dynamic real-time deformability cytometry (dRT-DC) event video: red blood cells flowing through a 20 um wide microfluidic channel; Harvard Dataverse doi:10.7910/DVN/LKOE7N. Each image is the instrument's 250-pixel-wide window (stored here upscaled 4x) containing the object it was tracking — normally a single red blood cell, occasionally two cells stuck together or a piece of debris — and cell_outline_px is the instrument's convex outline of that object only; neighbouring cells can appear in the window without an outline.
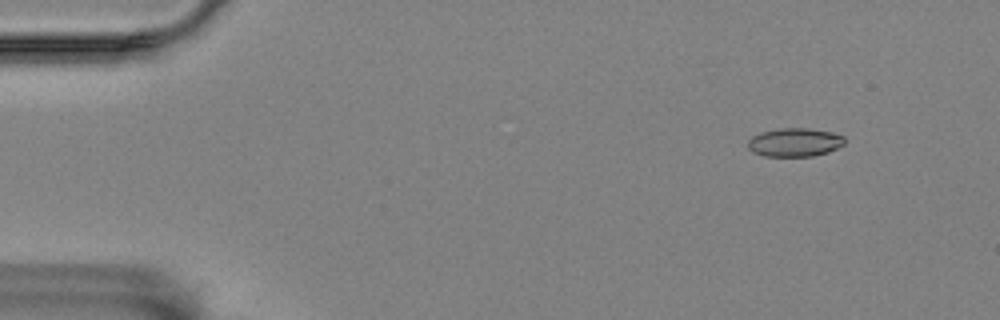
{"species": "Egyptian fruit bat (a non-hibernating species)", "species_latin": "Rousettus aegyptiacus", "temperature_condition": "room temperature", "stored_images_in_passage": 5, "camera_frame_rate_fps": 3000, "um_per_image_px": 0.085, "animal": {"sex": "female"}, "frame": {"image": 1, "passage_image": 2, "time_ms": 1.333, "image_size_px": [1000, 320], "cell_outline_px": [[844, 144], [828, 152], [812, 156], [764, 156], [752, 152], [748, 148], [748, 140], [752, 136], [760, 132], [780, 128], [808, 128], [832, 132], [844, 136]], "centroid_in_image_um": [67.53, 12.09], "position_along_channel_um": 17.5, "area_um2": 16.13}}
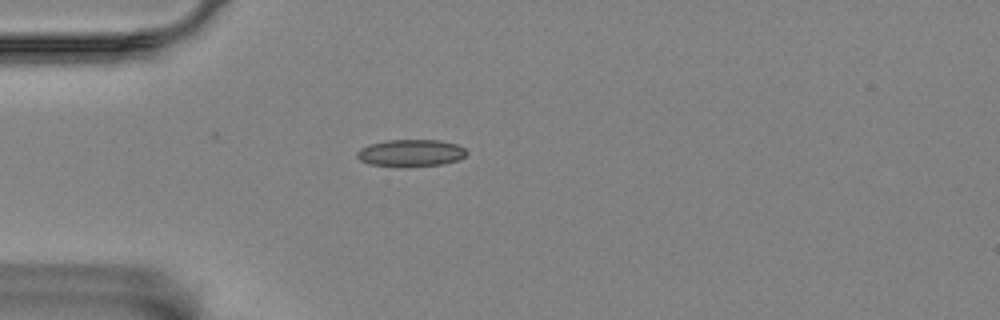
{"frame": {"image": 2, "passage_image": 5, "time_ms": 4.667, "image_size_px": [1000, 320], "cell_outline_px": [[468, 152], [460, 160], [444, 164], [368, 164], [360, 160], [356, 156], [356, 152], [360, 148], [368, 144], [388, 140], [440, 140], [456, 144], [464, 148]], "centroid_in_image_um": [34.93, 12.96], "position_along_channel_um": 50.1, "area_um2": 16.65}}